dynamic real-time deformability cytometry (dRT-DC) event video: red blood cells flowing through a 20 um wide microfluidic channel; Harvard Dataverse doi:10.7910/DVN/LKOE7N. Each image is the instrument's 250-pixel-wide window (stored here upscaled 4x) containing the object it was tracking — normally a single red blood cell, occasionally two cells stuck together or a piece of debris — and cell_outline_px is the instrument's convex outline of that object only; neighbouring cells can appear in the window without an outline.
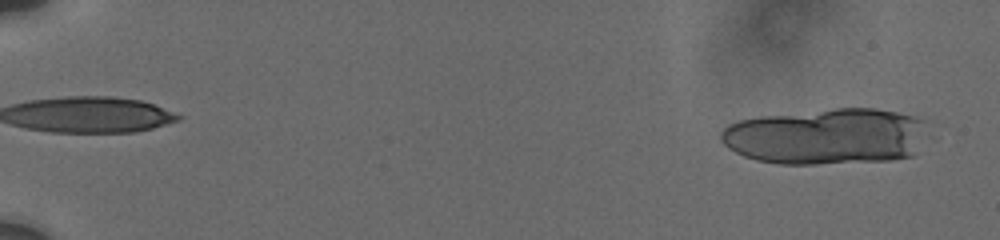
{"species": "human", "species_latin": "Homo sapiens", "temperature_condition": "cold", "stored_images_in_passage": 19, "camera_frame_rate_fps": 3000, "um_per_image_px": 0.085, "donor": {"sex": "male"}, "frame": {"image": 1, "passage_image": 1, "time_ms": 0.0, "image_size_px": [1000, 240], "cell_outline_px": [[924, 120], [912, 156], [888, 160], [816, 164], [776, 164], [756, 160], [744, 156], [728, 148], [720, 140], [720, 132], [728, 124], [740, 120], [760, 116], [836, 108], [872, 108], [896, 112], [912, 116]], "centroid_in_image_um": [70.11, 11.59], "position_along_channel_um": 14.9, "area_um2": 66.93}}